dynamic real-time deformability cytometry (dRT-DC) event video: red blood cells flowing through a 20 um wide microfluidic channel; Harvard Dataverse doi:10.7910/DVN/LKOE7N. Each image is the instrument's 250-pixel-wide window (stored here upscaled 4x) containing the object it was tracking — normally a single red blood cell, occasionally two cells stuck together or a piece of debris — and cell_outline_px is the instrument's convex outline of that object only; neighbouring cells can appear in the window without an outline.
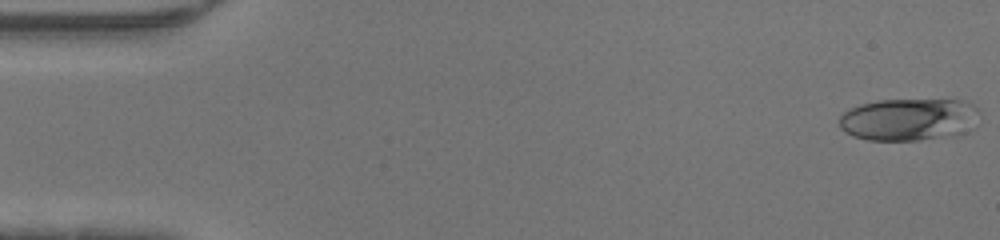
{"species": "human", "species_latin": "Homo sapiens", "temperature_condition": "warm", "stored_images_in_passage": 47, "camera_frame_rate_fps": 3000, "um_per_image_px": 0.085, "donor": {"sex": "male"}, "frame": {"image": 1, "passage_image": 1, "time_ms": 0.0, "image_size_px": [1000, 240], "cell_outline_px": [[980, 112], [972, 128], [968, 132], [956, 136], [920, 140], [868, 140], [852, 136], [844, 132], [840, 128], [840, 116], [848, 108], [860, 104], [880, 100], [964, 100], [972, 104]], "centroid_in_image_um": [77.26, 10.16], "position_along_channel_um": 7.7, "area_um2": 35.03}}
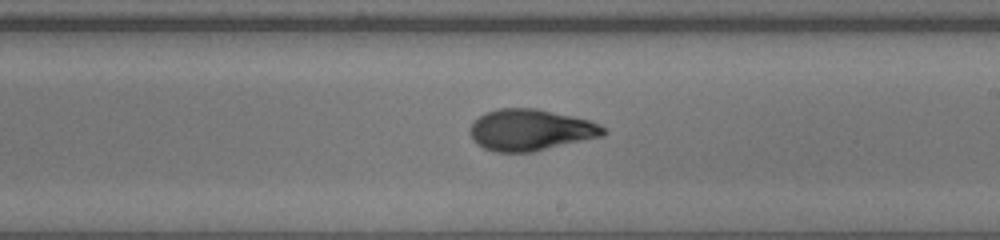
{"frame": {"image": 2, "passage_image": 27, "time_ms": 8.667, "image_size_px": [1000, 240], "cell_outline_px": [[608, 132], [604, 136], [532, 152], [496, 152], [484, 148], [476, 144], [472, 140], [468, 132], [468, 128], [484, 112], [500, 108], [536, 108], [572, 116], [588, 120], [600, 124]], "centroid_in_image_um": [45.08, 11.05], "position_along_channel_um": 243.9, "area_um2": 32.37}}
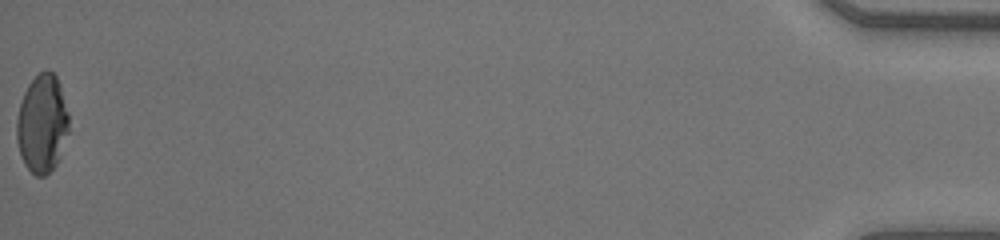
{"frame": {"image": 3, "passage_image": 47, "time_ms": 15.333, "image_size_px": [1000, 240], "cell_outline_px": [[68, 132], [60, 156], [56, 164], [44, 176], [36, 176], [24, 164], [20, 156], [16, 140], [16, 120], [20, 104], [24, 92], [28, 84], [44, 68], [48, 68], [56, 76], [60, 84], [68, 112]], "centroid_in_image_um": [3.57, 10.49], "position_along_channel_um": 431.6, "area_um2": 30.0}}